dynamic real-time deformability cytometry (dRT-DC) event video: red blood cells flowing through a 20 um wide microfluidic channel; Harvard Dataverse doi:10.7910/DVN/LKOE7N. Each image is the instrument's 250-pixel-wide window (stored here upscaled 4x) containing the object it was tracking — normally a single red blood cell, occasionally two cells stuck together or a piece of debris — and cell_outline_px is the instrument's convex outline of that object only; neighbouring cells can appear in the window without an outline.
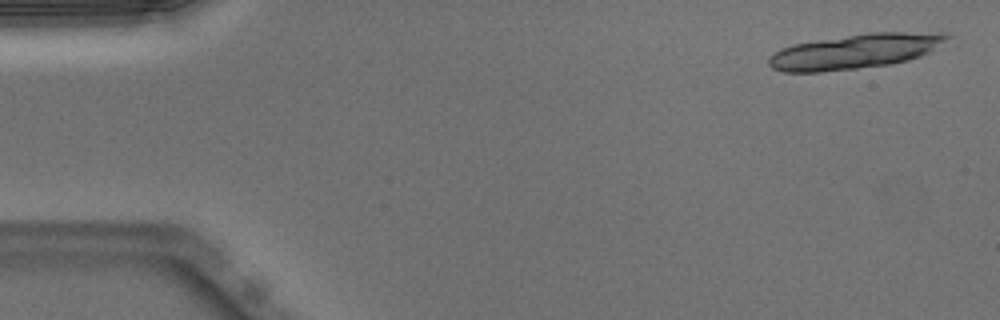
{"species": "Egyptian fruit bat (a non-hibernating species)", "species_latin": "Rousettus aegyptiacus", "temperature_condition": "warm", "stored_images_in_passage": 19, "camera_frame_rate_fps": 3000, "um_per_image_px": 0.085, "animal": {"sex": "male"}, "frame": {"image": 1, "passage_image": 2, "time_ms": 0.333, "image_size_px": [1000, 320], "cell_outline_px": [[952, 36], [928, 52], [920, 56], [908, 60], [892, 64], [820, 72], [784, 72], [772, 68], [768, 64], [768, 60], [780, 48], [792, 44], [868, 32], [948, 32]], "centroid_in_image_um": [72.7, 4.35], "position_along_channel_um": 12.3, "area_um2": 36.01}}